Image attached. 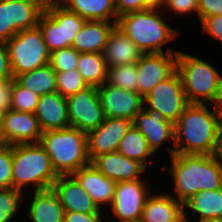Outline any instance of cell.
<instances>
[{"label":"cell","instance_id":"1","mask_svg":"<svg viewBox=\"0 0 222 222\" xmlns=\"http://www.w3.org/2000/svg\"><path fill=\"white\" fill-rule=\"evenodd\" d=\"M206 104H189L174 123V148H168L174 154L218 153L222 132V115ZM185 140V141H184Z\"/></svg>","mask_w":222,"mask_h":222},{"label":"cell","instance_id":"2","mask_svg":"<svg viewBox=\"0 0 222 222\" xmlns=\"http://www.w3.org/2000/svg\"><path fill=\"white\" fill-rule=\"evenodd\" d=\"M174 180L178 202L184 204L200 191L222 188V163L217 154H174L172 166H162Z\"/></svg>","mask_w":222,"mask_h":222},{"label":"cell","instance_id":"3","mask_svg":"<svg viewBox=\"0 0 222 222\" xmlns=\"http://www.w3.org/2000/svg\"><path fill=\"white\" fill-rule=\"evenodd\" d=\"M12 187L22 192L32 183L34 190L50 189L58 174L40 142L12 145Z\"/></svg>","mask_w":222,"mask_h":222},{"label":"cell","instance_id":"4","mask_svg":"<svg viewBox=\"0 0 222 222\" xmlns=\"http://www.w3.org/2000/svg\"><path fill=\"white\" fill-rule=\"evenodd\" d=\"M158 9L130 12L118 17L116 26L143 52L164 53L162 46L176 37Z\"/></svg>","mask_w":222,"mask_h":222},{"label":"cell","instance_id":"5","mask_svg":"<svg viewBox=\"0 0 222 222\" xmlns=\"http://www.w3.org/2000/svg\"><path fill=\"white\" fill-rule=\"evenodd\" d=\"M40 143L58 175H71L90 163L86 133L77 128L45 131Z\"/></svg>","mask_w":222,"mask_h":222},{"label":"cell","instance_id":"6","mask_svg":"<svg viewBox=\"0 0 222 222\" xmlns=\"http://www.w3.org/2000/svg\"><path fill=\"white\" fill-rule=\"evenodd\" d=\"M176 71L189 104H215L222 75L208 62L196 56L177 52Z\"/></svg>","mask_w":222,"mask_h":222},{"label":"cell","instance_id":"7","mask_svg":"<svg viewBox=\"0 0 222 222\" xmlns=\"http://www.w3.org/2000/svg\"><path fill=\"white\" fill-rule=\"evenodd\" d=\"M6 44L13 78L49 64L50 52L39 26L20 31Z\"/></svg>","mask_w":222,"mask_h":222},{"label":"cell","instance_id":"8","mask_svg":"<svg viewBox=\"0 0 222 222\" xmlns=\"http://www.w3.org/2000/svg\"><path fill=\"white\" fill-rule=\"evenodd\" d=\"M144 109H154L173 124L189 105L177 71L161 81L144 98ZM147 103V104H146Z\"/></svg>","mask_w":222,"mask_h":222},{"label":"cell","instance_id":"9","mask_svg":"<svg viewBox=\"0 0 222 222\" xmlns=\"http://www.w3.org/2000/svg\"><path fill=\"white\" fill-rule=\"evenodd\" d=\"M45 7L35 0H0V40L38 26Z\"/></svg>","mask_w":222,"mask_h":222},{"label":"cell","instance_id":"10","mask_svg":"<svg viewBox=\"0 0 222 222\" xmlns=\"http://www.w3.org/2000/svg\"><path fill=\"white\" fill-rule=\"evenodd\" d=\"M70 127L85 133L98 128L106 119L97 87L89 86L66 97Z\"/></svg>","mask_w":222,"mask_h":222},{"label":"cell","instance_id":"11","mask_svg":"<svg viewBox=\"0 0 222 222\" xmlns=\"http://www.w3.org/2000/svg\"><path fill=\"white\" fill-rule=\"evenodd\" d=\"M166 53H144L137 65V92L144 98L161 81L176 71L177 52L166 48Z\"/></svg>","mask_w":222,"mask_h":222},{"label":"cell","instance_id":"12","mask_svg":"<svg viewBox=\"0 0 222 222\" xmlns=\"http://www.w3.org/2000/svg\"><path fill=\"white\" fill-rule=\"evenodd\" d=\"M98 97L107 118H125L133 121L143 108V97L138 93L110 84L97 87Z\"/></svg>","mask_w":222,"mask_h":222},{"label":"cell","instance_id":"13","mask_svg":"<svg viewBox=\"0 0 222 222\" xmlns=\"http://www.w3.org/2000/svg\"><path fill=\"white\" fill-rule=\"evenodd\" d=\"M143 180L117 182L110 206L119 219L141 218L145 201L150 195Z\"/></svg>","mask_w":222,"mask_h":222},{"label":"cell","instance_id":"14","mask_svg":"<svg viewBox=\"0 0 222 222\" xmlns=\"http://www.w3.org/2000/svg\"><path fill=\"white\" fill-rule=\"evenodd\" d=\"M132 125L125 118H107L96 129L86 133L89 160L105 154L117 152L120 141Z\"/></svg>","mask_w":222,"mask_h":222},{"label":"cell","instance_id":"15","mask_svg":"<svg viewBox=\"0 0 222 222\" xmlns=\"http://www.w3.org/2000/svg\"><path fill=\"white\" fill-rule=\"evenodd\" d=\"M2 120L8 145L40 142L43 132L34 113L10 109Z\"/></svg>","mask_w":222,"mask_h":222},{"label":"cell","instance_id":"16","mask_svg":"<svg viewBox=\"0 0 222 222\" xmlns=\"http://www.w3.org/2000/svg\"><path fill=\"white\" fill-rule=\"evenodd\" d=\"M65 211L85 214L101 213L89 194L81 187L77 179L71 175H59L52 184Z\"/></svg>","mask_w":222,"mask_h":222},{"label":"cell","instance_id":"17","mask_svg":"<svg viewBox=\"0 0 222 222\" xmlns=\"http://www.w3.org/2000/svg\"><path fill=\"white\" fill-rule=\"evenodd\" d=\"M103 175L117 182L142 180L141 174L146 167L135 160L129 159L121 153L112 152L101 154L90 161Z\"/></svg>","mask_w":222,"mask_h":222},{"label":"cell","instance_id":"18","mask_svg":"<svg viewBox=\"0 0 222 222\" xmlns=\"http://www.w3.org/2000/svg\"><path fill=\"white\" fill-rule=\"evenodd\" d=\"M132 124L142 133L152 152L159 149L163 142L174 141V124L154 109L142 108L134 117Z\"/></svg>","mask_w":222,"mask_h":222},{"label":"cell","instance_id":"19","mask_svg":"<svg viewBox=\"0 0 222 222\" xmlns=\"http://www.w3.org/2000/svg\"><path fill=\"white\" fill-rule=\"evenodd\" d=\"M34 114L42 132L70 127L66 97L57 91L40 96Z\"/></svg>","mask_w":222,"mask_h":222},{"label":"cell","instance_id":"20","mask_svg":"<svg viewBox=\"0 0 222 222\" xmlns=\"http://www.w3.org/2000/svg\"><path fill=\"white\" fill-rule=\"evenodd\" d=\"M81 187L89 194L93 202L100 209V206L106 203L111 206L116 182L103 175L91 163L81 167L72 174Z\"/></svg>","mask_w":222,"mask_h":222},{"label":"cell","instance_id":"21","mask_svg":"<svg viewBox=\"0 0 222 222\" xmlns=\"http://www.w3.org/2000/svg\"><path fill=\"white\" fill-rule=\"evenodd\" d=\"M184 207L169 194L148 196L141 215L142 222H184Z\"/></svg>","mask_w":222,"mask_h":222},{"label":"cell","instance_id":"22","mask_svg":"<svg viewBox=\"0 0 222 222\" xmlns=\"http://www.w3.org/2000/svg\"><path fill=\"white\" fill-rule=\"evenodd\" d=\"M86 20L73 41L72 47L79 53H103L110 33L117 22Z\"/></svg>","mask_w":222,"mask_h":222},{"label":"cell","instance_id":"23","mask_svg":"<svg viewBox=\"0 0 222 222\" xmlns=\"http://www.w3.org/2000/svg\"><path fill=\"white\" fill-rule=\"evenodd\" d=\"M143 54L117 26L110 33L103 51L108 67L137 63Z\"/></svg>","mask_w":222,"mask_h":222},{"label":"cell","instance_id":"24","mask_svg":"<svg viewBox=\"0 0 222 222\" xmlns=\"http://www.w3.org/2000/svg\"><path fill=\"white\" fill-rule=\"evenodd\" d=\"M64 207L52 188L34 191L28 216L32 222H64Z\"/></svg>","mask_w":222,"mask_h":222},{"label":"cell","instance_id":"25","mask_svg":"<svg viewBox=\"0 0 222 222\" xmlns=\"http://www.w3.org/2000/svg\"><path fill=\"white\" fill-rule=\"evenodd\" d=\"M68 10L76 12L85 20L117 22L115 0H58Z\"/></svg>","mask_w":222,"mask_h":222},{"label":"cell","instance_id":"26","mask_svg":"<svg viewBox=\"0 0 222 222\" xmlns=\"http://www.w3.org/2000/svg\"><path fill=\"white\" fill-rule=\"evenodd\" d=\"M44 11L58 24L62 25L63 48L72 46L74 39L85 23L76 12L68 10L58 0H54Z\"/></svg>","mask_w":222,"mask_h":222},{"label":"cell","instance_id":"27","mask_svg":"<svg viewBox=\"0 0 222 222\" xmlns=\"http://www.w3.org/2000/svg\"><path fill=\"white\" fill-rule=\"evenodd\" d=\"M15 80L39 96L57 91L56 72L49 64L18 75Z\"/></svg>","mask_w":222,"mask_h":222},{"label":"cell","instance_id":"28","mask_svg":"<svg viewBox=\"0 0 222 222\" xmlns=\"http://www.w3.org/2000/svg\"><path fill=\"white\" fill-rule=\"evenodd\" d=\"M183 207L196 212L199 219H222V188L200 191L183 204Z\"/></svg>","mask_w":222,"mask_h":222},{"label":"cell","instance_id":"29","mask_svg":"<svg viewBox=\"0 0 222 222\" xmlns=\"http://www.w3.org/2000/svg\"><path fill=\"white\" fill-rule=\"evenodd\" d=\"M77 69L88 86L99 87L106 82L108 66L103 53H80Z\"/></svg>","mask_w":222,"mask_h":222},{"label":"cell","instance_id":"30","mask_svg":"<svg viewBox=\"0 0 222 222\" xmlns=\"http://www.w3.org/2000/svg\"><path fill=\"white\" fill-rule=\"evenodd\" d=\"M117 151L145 167L148 165L146 158L152 157L153 154L145 137L133 124L120 141Z\"/></svg>","mask_w":222,"mask_h":222},{"label":"cell","instance_id":"31","mask_svg":"<svg viewBox=\"0 0 222 222\" xmlns=\"http://www.w3.org/2000/svg\"><path fill=\"white\" fill-rule=\"evenodd\" d=\"M137 65L125 64L114 67H108L106 84H110L113 87L124 88L137 92Z\"/></svg>","mask_w":222,"mask_h":222},{"label":"cell","instance_id":"32","mask_svg":"<svg viewBox=\"0 0 222 222\" xmlns=\"http://www.w3.org/2000/svg\"><path fill=\"white\" fill-rule=\"evenodd\" d=\"M38 26L50 53L63 48L62 25H58L44 11L39 18Z\"/></svg>","mask_w":222,"mask_h":222},{"label":"cell","instance_id":"33","mask_svg":"<svg viewBox=\"0 0 222 222\" xmlns=\"http://www.w3.org/2000/svg\"><path fill=\"white\" fill-rule=\"evenodd\" d=\"M11 98V110L35 113L40 96L14 80Z\"/></svg>","mask_w":222,"mask_h":222},{"label":"cell","instance_id":"34","mask_svg":"<svg viewBox=\"0 0 222 222\" xmlns=\"http://www.w3.org/2000/svg\"><path fill=\"white\" fill-rule=\"evenodd\" d=\"M56 78L57 92L63 97H68L89 87L78 69L68 72H56Z\"/></svg>","mask_w":222,"mask_h":222},{"label":"cell","instance_id":"35","mask_svg":"<svg viewBox=\"0 0 222 222\" xmlns=\"http://www.w3.org/2000/svg\"><path fill=\"white\" fill-rule=\"evenodd\" d=\"M23 192L12 188L0 189V222H10L19 210ZM17 210V211H16Z\"/></svg>","mask_w":222,"mask_h":222},{"label":"cell","instance_id":"36","mask_svg":"<svg viewBox=\"0 0 222 222\" xmlns=\"http://www.w3.org/2000/svg\"><path fill=\"white\" fill-rule=\"evenodd\" d=\"M79 55L72 46L50 53L49 65L55 72H68L77 69Z\"/></svg>","mask_w":222,"mask_h":222},{"label":"cell","instance_id":"37","mask_svg":"<svg viewBox=\"0 0 222 222\" xmlns=\"http://www.w3.org/2000/svg\"><path fill=\"white\" fill-rule=\"evenodd\" d=\"M12 145L0 146V189L12 188Z\"/></svg>","mask_w":222,"mask_h":222},{"label":"cell","instance_id":"38","mask_svg":"<svg viewBox=\"0 0 222 222\" xmlns=\"http://www.w3.org/2000/svg\"><path fill=\"white\" fill-rule=\"evenodd\" d=\"M198 1L199 0H164L163 6L175 12V16L177 14H189L193 11H196L198 14Z\"/></svg>","mask_w":222,"mask_h":222},{"label":"cell","instance_id":"39","mask_svg":"<svg viewBox=\"0 0 222 222\" xmlns=\"http://www.w3.org/2000/svg\"><path fill=\"white\" fill-rule=\"evenodd\" d=\"M15 78L0 80V115L11 109L12 88Z\"/></svg>","mask_w":222,"mask_h":222},{"label":"cell","instance_id":"40","mask_svg":"<svg viewBox=\"0 0 222 222\" xmlns=\"http://www.w3.org/2000/svg\"><path fill=\"white\" fill-rule=\"evenodd\" d=\"M214 15H222V0L198 1V16L201 21L206 17Z\"/></svg>","mask_w":222,"mask_h":222},{"label":"cell","instance_id":"41","mask_svg":"<svg viewBox=\"0 0 222 222\" xmlns=\"http://www.w3.org/2000/svg\"><path fill=\"white\" fill-rule=\"evenodd\" d=\"M203 32L210 34L222 42V15H214L201 21Z\"/></svg>","mask_w":222,"mask_h":222},{"label":"cell","instance_id":"42","mask_svg":"<svg viewBox=\"0 0 222 222\" xmlns=\"http://www.w3.org/2000/svg\"><path fill=\"white\" fill-rule=\"evenodd\" d=\"M117 16L148 9L142 0H115Z\"/></svg>","mask_w":222,"mask_h":222},{"label":"cell","instance_id":"43","mask_svg":"<svg viewBox=\"0 0 222 222\" xmlns=\"http://www.w3.org/2000/svg\"><path fill=\"white\" fill-rule=\"evenodd\" d=\"M6 41L0 40V80L12 78Z\"/></svg>","mask_w":222,"mask_h":222},{"label":"cell","instance_id":"44","mask_svg":"<svg viewBox=\"0 0 222 222\" xmlns=\"http://www.w3.org/2000/svg\"><path fill=\"white\" fill-rule=\"evenodd\" d=\"M64 222H103L100 213L85 214L81 212L65 211Z\"/></svg>","mask_w":222,"mask_h":222},{"label":"cell","instance_id":"45","mask_svg":"<svg viewBox=\"0 0 222 222\" xmlns=\"http://www.w3.org/2000/svg\"><path fill=\"white\" fill-rule=\"evenodd\" d=\"M148 9H159L163 7L164 0H142Z\"/></svg>","mask_w":222,"mask_h":222},{"label":"cell","instance_id":"46","mask_svg":"<svg viewBox=\"0 0 222 222\" xmlns=\"http://www.w3.org/2000/svg\"><path fill=\"white\" fill-rule=\"evenodd\" d=\"M214 106L222 115V79H221V83H220L219 95H218L217 101Z\"/></svg>","mask_w":222,"mask_h":222},{"label":"cell","instance_id":"47","mask_svg":"<svg viewBox=\"0 0 222 222\" xmlns=\"http://www.w3.org/2000/svg\"><path fill=\"white\" fill-rule=\"evenodd\" d=\"M7 145V141L5 139V134L3 131V120L2 115H0V146Z\"/></svg>","mask_w":222,"mask_h":222},{"label":"cell","instance_id":"48","mask_svg":"<svg viewBox=\"0 0 222 222\" xmlns=\"http://www.w3.org/2000/svg\"><path fill=\"white\" fill-rule=\"evenodd\" d=\"M190 222H195V220L194 221H190ZM196 222H222V219H216V218L198 219V221L196 220Z\"/></svg>","mask_w":222,"mask_h":222},{"label":"cell","instance_id":"49","mask_svg":"<svg viewBox=\"0 0 222 222\" xmlns=\"http://www.w3.org/2000/svg\"><path fill=\"white\" fill-rule=\"evenodd\" d=\"M220 161H222V132H221V137H220V145H219V150H218V153H217ZM222 163V162H221Z\"/></svg>","mask_w":222,"mask_h":222},{"label":"cell","instance_id":"50","mask_svg":"<svg viewBox=\"0 0 222 222\" xmlns=\"http://www.w3.org/2000/svg\"><path fill=\"white\" fill-rule=\"evenodd\" d=\"M41 3L44 7H47L50 3H52L54 0H35Z\"/></svg>","mask_w":222,"mask_h":222},{"label":"cell","instance_id":"51","mask_svg":"<svg viewBox=\"0 0 222 222\" xmlns=\"http://www.w3.org/2000/svg\"><path fill=\"white\" fill-rule=\"evenodd\" d=\"M117 222H142L140 218L138 219H120Z\"/></svg>","mask_w":222,"mask_h":222},{"label":"cell","instance_id":"52","mask_svg":"<svg viewBox=\"0 0 222 222\" xmlns=\"http://www.w3.org/2000/svg\"><path fill=\"white\" fill-rule=\"evenodd\" d=\"M187 219H188L187 215H185V212H184V222H189Z\"/></svg>","mask_w":222,"mask_h":222}]
</instances>
